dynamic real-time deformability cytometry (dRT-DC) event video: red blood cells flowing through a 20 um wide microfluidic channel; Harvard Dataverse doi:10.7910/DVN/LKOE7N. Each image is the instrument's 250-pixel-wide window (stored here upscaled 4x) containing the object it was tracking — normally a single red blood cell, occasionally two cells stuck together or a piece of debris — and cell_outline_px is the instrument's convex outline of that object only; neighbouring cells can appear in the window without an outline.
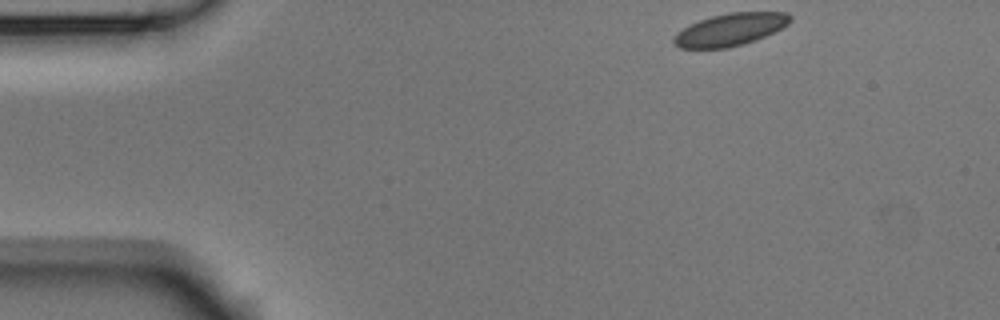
{"species": "Egyptian fruit bat (a non-hibernating species)", "species_latin": "Rousettus aegyptiacus", "temperature_condition": "room temperature", "stored_images_in_passage": 3, "camera_frame_rate_fps": 3000, "um_per_image_px": 0.085, "animal": {"sex": "male"}, "frame": {"image": 1, "passage_image": 1, "time_ms": 0.0, "image_size_px": [1000, 320], "cell_outline_px": [[792, 20], [788, 24], [756, 40], [728, 48], [680, 48], [672, 40], [676, 32], [700, 20], [712, 16], [728, 12], [788, 12], [792, 16]], "centroid_in_image_um": [62.08, 2.5], "position_along_channel_um": 22.9, "area_um2": 21.79}}